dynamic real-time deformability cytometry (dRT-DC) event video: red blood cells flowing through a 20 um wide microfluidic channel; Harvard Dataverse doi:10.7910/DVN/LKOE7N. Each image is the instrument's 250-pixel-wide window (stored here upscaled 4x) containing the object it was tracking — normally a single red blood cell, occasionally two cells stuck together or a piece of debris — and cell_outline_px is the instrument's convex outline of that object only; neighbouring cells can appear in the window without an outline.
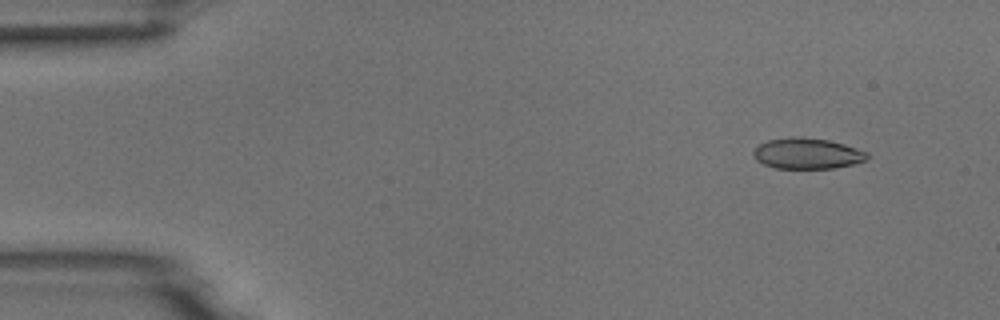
{"species": "common noctule bat (a hibernating species)", "species_latin": "Nyctalus noctula", "temperature_condition": "room temperature", "stored_images_in_passage": 4, "camera_frame_rate_fps": 3000, "um_per_image_px": 0.085, "animal": {"sex": "male", "body_mass_g": 18.8}, "frame": {"image": 1, "passage_image": 2, "time_ms": 1.333, "image_size_px": [1000, 320], "cell_outline_px": [[868, 156], [864, 160], [852, 164], [832, 168], [776, 168], [764, 164], [756, 160], [752, 152], [760, 144], [768, 140], [788, 136], [800, 136], [828, 140], [844, 144], [868, 152]], "centroid_in_image_um": [68.58, 13.03], "position_along_channel_um": 16.4, "area_um2": 20.35}}
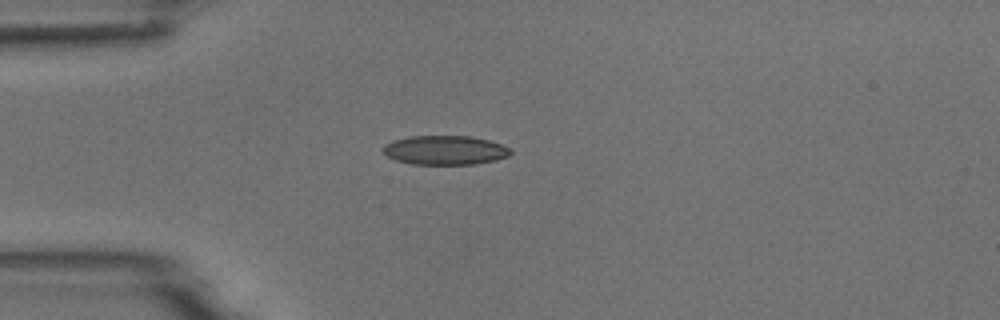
{"frame": {"image": 2, "passage_image": 4, "time_ms": 4.333, "image_size_px": [1000, 320], "cell_outline_px": [[512, 152], [508, 156], [496, 160], [472, 164], [412, 164], [396, 160], [388, 156], [380, 148], [384, 144], [392, 140], [408, 136], [468, 136], [488, 140], [500, 144], [508, 148]], "centroid_in_image_um": [37.77, 12.76], "position_along_channel_um": 47.2, "area_um2": 21.62}}